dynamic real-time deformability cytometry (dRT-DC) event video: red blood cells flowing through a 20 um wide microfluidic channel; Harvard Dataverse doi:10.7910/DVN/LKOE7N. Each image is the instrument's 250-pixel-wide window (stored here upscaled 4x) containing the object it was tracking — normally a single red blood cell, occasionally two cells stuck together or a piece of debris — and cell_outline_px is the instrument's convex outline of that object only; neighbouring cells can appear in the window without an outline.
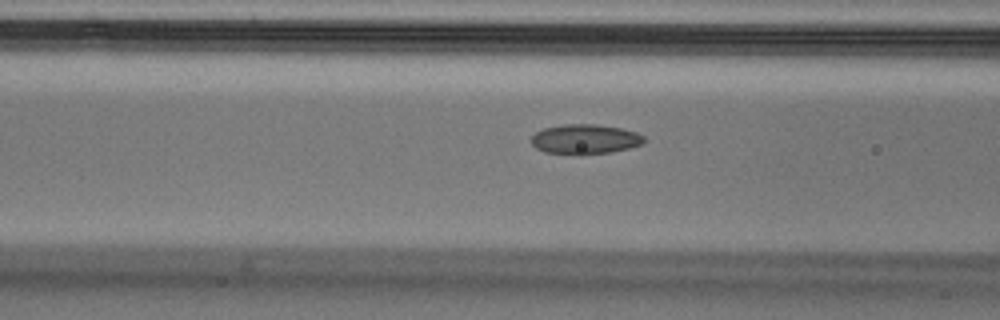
{"species": "Egyptian fruit bat (a non-hibernating species)", "species_latin": "Rousettus aegyptiacus", "temperature_condition": "cold", "stored_images_in_passage": 18, "camera_frame_rate_fps": 3000, "um_per_image_px": 0.085, "animal": {"sex": "male"}, "frame": {"image": 1, "passage_image": 16, "time_ms": 5.0, "image_size_px": [1000, 320], "cell_outline_px": [[644, 144], [612, 152], [580, 156], [544, 152], [536, 148], [532, 144], [532, 136], [536, 132], [544, 128], [564, 124], [596, 124], [620, 128], [636, 132], [644, 136]], "centroid_in_image_um": [49.73, 11.85], "position_along_channel_um": 116.9, "area_um2": 19.88}}